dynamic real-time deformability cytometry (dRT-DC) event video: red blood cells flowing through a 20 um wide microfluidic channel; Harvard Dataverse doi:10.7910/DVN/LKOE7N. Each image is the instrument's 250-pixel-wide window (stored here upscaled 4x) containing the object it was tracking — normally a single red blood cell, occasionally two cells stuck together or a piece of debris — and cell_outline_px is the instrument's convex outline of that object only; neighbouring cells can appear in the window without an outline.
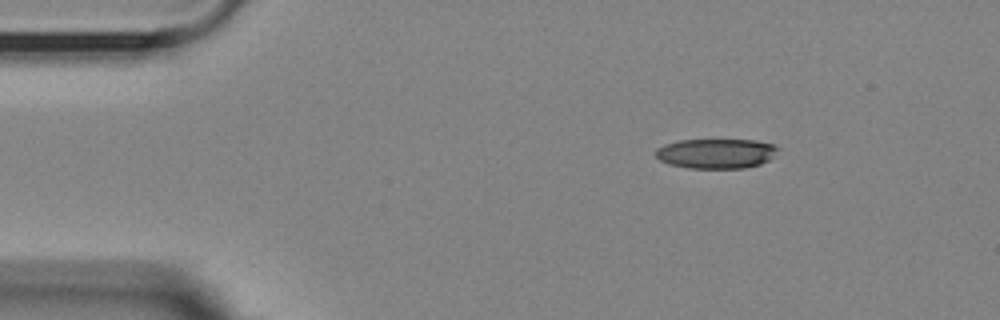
{"species": "Egyptian fruit bat (a non-hibernating species)", "species_latin": "Rousettus aegyptiacus", "temperature_condition": "room temperature", "stored_images_in_passage": 48, "camera_frame_rate_fps": 3000, "um_per_image_px": 0.085, "animal": {"sex": "female"}, "frame": {"image": 1, "passage_image": 1, "time_ms": 0.0, "image_size_px": [1000, 320], "cell_outline_px": [[780, 148], [768, 160], [760, 164], [744, 168], [688, 168], [672, 164], [660, 160], [656, 156], [656, 148], [664, 144], [680, 140], [756, 140], [772, 144]], "centroid_in_image_um": [60.87, 13.04], "position_along_channel_um": 24.1, "area_um2": 21.1}}
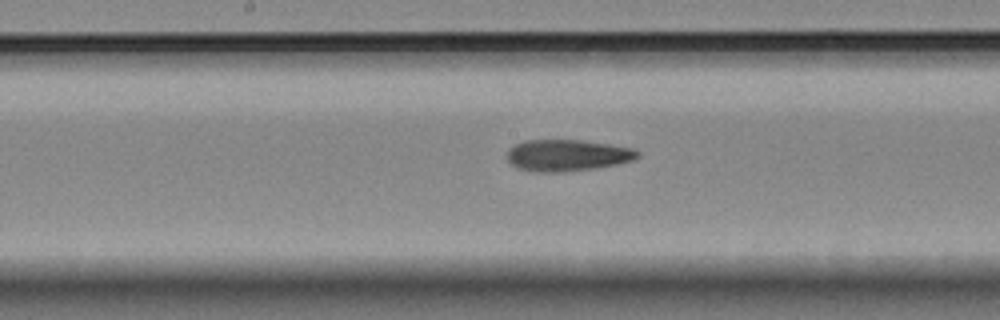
{"frame": {"image": 2, "passage_image": 21, "time_ms": 6.667, "image_size_px": [1000, 320], "cell_outline_px": [[640, 156], [632, 160], [616, 164], [592, 168], [564, 172], [532, 172], [516, 168], [508, 160], [508, 148], [512, 144], [524, 140], [580, 140], [608, 144], [632, 148], [640, 152]], "centroid_in_image_um": [48.16, 13.2], "position_along_channel_um": 200.0, "area_um2": 24.04}}
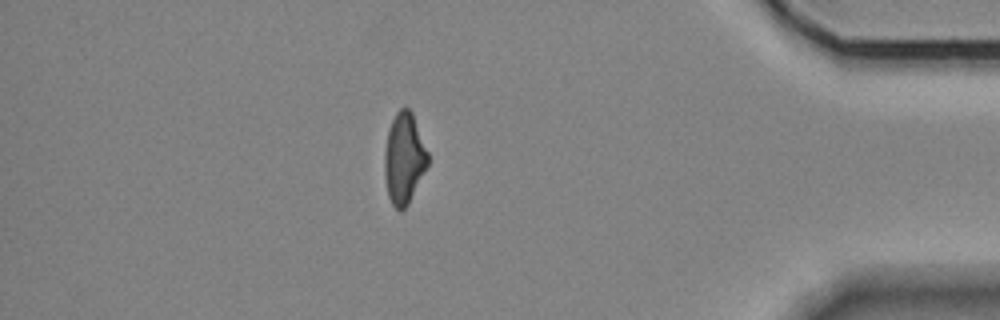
{"frame": {"image": 3, "passage_image": 41, "time_ms": 13.333, "image_size_px": [1000, 320], "cell_outline_px": [[428, 164], [408, 204], [400, 212], [392, 204], [388, 196], [384, 172], [384, 152], [388, 128], [396, 112], [400, 108], [408, 108], [412, 112], [428, 152]], "centroid_in_image_um": [34.33, 13.45], "position_along_channel_um": 400.9, "area_um2": 22.89}, "authors_computed_cell_mechanics": {"area_um2": 23.5535, "velocity_mm_per_s": 3.6038, "shape_relaxation_time_tau1_ms": null, "shape_relaxation_time_tau2_ms": 3.7368, "deformation_change_tau1": null, "deformation_change_tau2": 0.1291}}